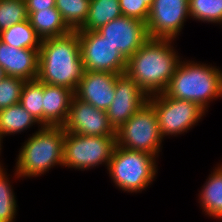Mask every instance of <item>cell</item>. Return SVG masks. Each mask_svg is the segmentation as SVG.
<instances>
[{"mask_svg": "<svg viewBox=\"0 0 222 222\" xmlns=\"http://www.w3.org/2000/svg\"><path fill=\"white\" fill-rule=\"evenodd\" d=\"M174 39L149 38L127 59L125 73L149 96L164 92L181 60Z\"/></svg>", "mask_w": 222, "mask_h": 222, "instance_id": "cell-1", "label": "cell"}, {"mask_svg": "<svg viewBox=\"0 0 222 222\" xmlns=\"http://www.w3.org/2000/svg\"><path fill=\"white\" fill-rule=\"evenodd\" d=\"M121 15L119 0H91L88 16L76 31H96Z\"/></svg>", "mask_w": 222, "mask_h": 222, "instance_id": "cell-19", "label": "cell"}, {"mask_svg": "<svg viewBox=\"0 0 222 222\" xmlns=\"http://www.w3.org/2000/svg\"><path fill=\"white\" fill-rule=\"evenodd\" d=\"M117 146L116 136H84L65 131L63 167L89 170L108 167Z\"/></svg>", "mask_w": 222, "mask_h": 222, "instance_id": "cell-6", "label": "cell"}, {"mask_svg": "<svg viewBox=\"0 0 222 222\" xmlns=\"http://www.w3.org/2000/svg\"><path fill=\"white\" fill-rule=\"evenodd\" d=\"M26 81L19 77L6 76L0 81V110L20 103L22 87Z\"/></svg>", "mask_w": 222, "mask_h": 222, "instance_id": "cell-27", "label": "cell"}, {"mask_svg": "<svg viewBox=\"0 0 222 222\" xmlns=\"http://www.w3.org/2000/svg\"><path fill=\"white\" fill-rule=\"evenodd\" d=\"M212 64L180 60L164 91L169 97L197 103L206 112L211 101L222 98V70Z\"/></svg>", "mask_w": 222, "mask_h": 222, "instance_id": "cell-3", "label": "cell"}, {"mask_svg": "<svg viewBox=\"0 0 222 222\" xmlns=\"http://www.w3.org/2000/svg\"><path fill=\"white\" fill-rule=\"evenodd\" d=\"M190 18L195 21L222 24V0H189Z\"/></svg>", "mask_w": 222, "mask_h": 222, "instance_id": "cell-25", "label": "cell"}, {"mask_svg": "<svg viewBox=\"0 0 222 222\" xmlns=\"http://www.w3.org/2000/svg\"><path fill=\"white\" fill-rule=\"evenodd\" d=\"M0 67L7 76L25 81L36 80L39 70V50L17 49L0 41Z\"/></svg>", "mask_w": 222, "mask_h": 222, "instance_id": "cell-15", "label": "cell"}, {"mask_svg": "<svg viewBox=\"0 0 222 222\" xmlns=\"http://www.w3.org/2000/svg\"><path fill=\"white\" fill-rule=\"evenodd\" d=\"M64 131L84 136H116L109 123L106 111L97 109L88 102L72 98L68 117L62 125Z\"/></svg>", "mask_w": 222, "mask_h": 222, "instance_id": "cell-12", "label": "cell"}, {"mask_svg": "<svg viewBox=\"0 0 222 222\" xmlns=\"http://www.w3.org/2000/svg\"><path fill=\"white\" fill-rule=\"evenodd\" d=\"M85 72L77 31L44 39L39 48L37 80L76 91Z\"/></svg>", "mask_w": 222, "mask_h": 222, "instance_id": "cell-2", "label": "cell"}, {"mask_svg": "<svg viewBox=\"0 0 222 222\" xmlns=\"http://www.w3.org/2000/svg\"><path fill=\"white\" fill-rule=\"evenodd\" d=\"M28 20L41 40L61 37L72 31L56 8L28 13Z\"/></svg>", "mask_w": 222, "mask_h": 222, "instance_id": "cell-18", "label": "cell"}, {"mask_svg": "<svg viewBox=\"0 0 222 222\" xmlns=\"http://www.w3.org/2000/svg\"><path fill=\"white\" fill-rule=\"evenodd\" d=\"M65 131L62 126H42L21 146L15 178L38 177L56 165L63 166Z\"/></svg>", "mask_w": 222, "mask_h": 222, "instance_id": "cell-4", "label": "cell"}, {"mask_svg": "<svg viewBox=\"0 0 222 222\" xmlns=\"http://www.w3.org/2000/svg\"><path fill=\"white\" fill-rule=\"evenodd\" d=\"M118 75L100 71H85L74 95L95 108L106 111L115 97Z\"/></svg>", "mask_w": 222, "mask_h": 222, "instance_id": "cell-14", "label": "cell"}, {"mask_svg": "<svg viewBox=\"0 0 222 222\" xmlns=\"http://www.w3.org/2000/svg\"><path fill=\"white\" fill-rule=\"evenodd\" d=\"M3 138H4V135L1 133V130H0V155H1V150H2ZM0 166H3L1 162H0Z\"/></svg>", "mask_w": 222, "mask_h": 222, "instance_id": "cell-30", "label": "cell"}, {"mask_svg": "<svg viewBox=\"0 0 222 222\" xmlns=\"http://www.w3.org/2000/svg\"><path fill=\"white\" fill-rule=\"evenodd\" d=\"M20 104L43 126V82L26 81L22 87Z\"/></svg>", "mask_w": 222, "mask_h": 222, "instance_id": "cell-23", "label": "cell"}, {"mask_svg": "<svg viewBox=\"0 0 222 222\" xmlns=\"http://www.w3.org/2000/svg\"><path fill=\"white\" fill-rule=\"evenodd\" d=\"M0 41L17 49L26 48L33 50H39L42 42L28 19L1 31Z\"/></svg>", "mask_w": 222, "mask_h": 222, "instance_id": "cell-21", "label": "cell"}, {"mask_svg": "<svg viewBox=\"0 0 222 222\" xmlns=\"http://www.w3.org/2000/svg\"><path fill=\"white\" fill-rule=\"evenodd\" d=\"M27 19L25 0H0V32Z\"/></svg>", "mask_w": 222, "mask_h": 222, "instance_id": "cell-26", "label": "cell"}, {"mask_svg": "<svg viewBox=\"0 0 222 222\" xmlns=\"http://www.w3.org/2000/svg\"><path fill=\"white\" fill-rule=\"evenodd\" d=\"M74 91L43 83V126H62L68 117Z\"/></svg>", "mask_w": 222, "mask_h": 222, "instance_id": "cell-16", "label": "cell"}, {"mask_svg": "<svg viewBox=\"0 0 222 222\" xmlns=\"http://www.w3.org/2000/svg\"><path fill=\"white\" fill-rule=\"evenodd\" d=\"M156 161V157L147 152L116 146L107 171L117 188L128 193H139L155 180L158 173Z\"/></svg>", "mask_w": 222, "mask_h": 222, "instance_id": "cell-5", "label": "cell"}, {"mask_svg": "<svg viewBox=\"0 0 222 222\" xmlns=\"http://www.w3.org/2000/svg\"><path fill=\"white\" fill-rule=\"evenodd\" d=\"M56 0H25L27 12L33 13L43 9L56 8Z\"/></svg>", "mask_w": 222, "mask_h": 222, "instance_id": "cell-29", "label": "cell"}, {"mask_svg": "<svg viewBox=\"0 0 222 222\" xmlns=\"http://www.w3.org/2000/svg\"><path fill=\"white\" fill-rule=\"evenodd\" d=\"M35 124L42 127L20 103L0 110V130L4 137L21 133Z\"/></svg>", "mask_w": 222, "mask_h": 222, "instance_id": "cell-20", "label": "cell"}, {"mask_svg": "<svg viewBox=\"0 0 222 222\" xmlns=\"http://www.w3.org/2000/svg\"><path fill=\"white\" fill-rule=\"evenodd\" d=\"M148 102V95L126 73L119 74L115 97L106 110L110 125L117 131L137 110Z\"/></svg>", "mask_w": 222, "mask_h": 222, "instance_id": "cell-13", "label": "cell"}, {"mask_svg": "<svg viewBox=\"0 0 222 222\" xmlns=\"http://www.w3.org/2000/svg\"><path fill=\"white\" fill-rule=\"evenodd\" d=\"M163 138L157 115L147 102L116 131L117 146L132 151H143L156 158L161 151Z\"/></svg>", "mask_w": 222, "mask_h": 222, "instance_id": "cell-7", "label": "cell"}, {"mask_svg": "<svg viewBox=\"0 0 222 222\" xmlns=\"http://www.w3.org/2000/svg\"><path fill=\"white\" fill-rule=\"evenodd\" d=\"M91 0H56L55 7L63 21L72 30H78L85 22Z\"/></svg>", "mask_w": 222, "mask_h": 222, "instance_id": "cell-22", "label": "cell"}, {"mask_svg": "<svg viewBox=\"0 0 222 222\" xmlns=\"http://www.w3.org/2000/svg\"><path fill=\"white\" fill-rule=\"evenodd\" d=\"M5 71L0 67V81L3 80L6 77Z\"/></svg>", "mask_w": 222, "mask_h": 222, "instance_id": "cell-31", "label": "cell"}, {"mask_svg": "<svg viewBox=\"0 0 222 222\" xmlns=\"http://www.w3.org/2000/svg\"><path fill=\"white\" fill-rule=\"evenodd\" d=\"M188 18L189 0H154L146 22L148 36L175 40Z\"/></svg>", "mask_w": 222, "mask_h": 222, "instance_id": "cell-10", "label": "cell"}, {"mask_svg": "<svg viewBox=\"0 0 222 222\" xmlns=\"http://www.w3.org/2000/svg\"><path fill=\"white\" fill-rule=\"evenodd\" d=\"M121 12L124 16L147 22L150 8L143 0H119Z\"/></svg>", "mask_w": 222, "mask_h": 222, "instance_id": "cell-28", "label": "cell"}, {"mask_svg": "<svg viewBox=\"0 0 222 222\" xmlns=\"http://www.w3.org/2000/svg\"><path fill=\"white\" fill-rule=\"evenodd\" d=\"M157 115L162 138L187 133L207 113L197 103L169 97L165 92L148 97Z\"/></svg>", "mask_w": 222, "mask_h": 222, "instance_id": "cell-8", "label": "cell"}, {"mask_svg": "<svg viewBox=\"0 0 222 222\" xmlns=\"http://www.w3.org/2000/svg\"><path fill=\"white\" fill-rule=\"evenodd\" d=\"M154 0H143V2L150 8Z\"/></svg>", "mask_w": 222, "mask_h": 222, "instance_id": "cell-32", "label": "cell"}, {"mask_svg": "<svg viewBox=\"0 0 222 222\" xmlns=\"http://www.w3.org/2000/svg\"><path fill=\"white\" fill-rule=\"evenodd\" d=\"M126 59L135 54L149 39L146 22L121 15L96 30Z\"/></svg>", "mask_w": 222, "mask_h": 222, "instance_id": "cell-11", "label": "cell"}, {"mask_svg": "<svg viewBox=\"0 0 222 222\" xmlns=\"http://www.w3.org/2000/svg\"><path fill=\"white\" fill-rule=\"evenodd\" d=\"M217 165L199 191L198 200L205 215L222 220V163Z\"/></svg>", "mask_w": 222, "mask_h": 222, "instance_id": "cell-17", "label": "cell"}, {"mask_svg": "<svg viewBox=\"0 0 222 222\" xmlns=\"http://www.w3.org/2000/svg\"><path fill=\"white\" fill-rule=\"evenodd\" d=\"M85 71L123 74L127 59L97 31H77Z\"/></svg>", "mask_w": 222, "mask_h": 222, "instance_id": "cell-9", "label": "cell"}, {"mask_svg": "<svg viewBox=\"0 0 222 222\" xmlns=\"http://www.w3.org/2000/svg\"><path fill=\"white\" fill-rule=\"evenodd\" d=\"M5 169L0 166V222H14L18 209L17 198Z\"/></svg>", "mask_w": 222, "mask_h": 222, "instance_id": "cell-24", "label": "cell"}]
</instances>
